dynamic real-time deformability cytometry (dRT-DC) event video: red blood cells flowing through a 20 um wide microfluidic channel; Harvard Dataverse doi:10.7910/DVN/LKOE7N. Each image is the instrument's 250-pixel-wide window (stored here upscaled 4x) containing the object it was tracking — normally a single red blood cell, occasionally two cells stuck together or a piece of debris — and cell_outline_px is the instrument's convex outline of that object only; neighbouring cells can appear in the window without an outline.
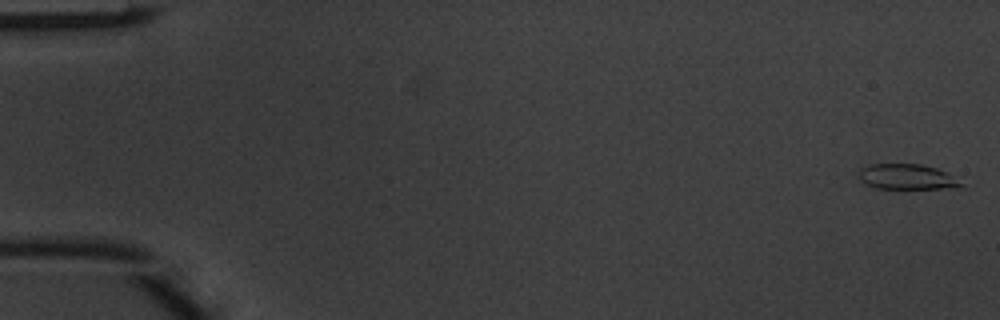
{"species": "common noctule bat (a hibernating species)", "species_latin": "Nyctalus noctula", "temperature_condition": "warm", "stored_images_in_passage": 49, "camera_frame_rate_fps": 3000, "um_per_image_px": 0.085, "animal": {"sex": "male", "body_mass_g": 20.1, "forearm_length_mm": 53.5}, "frame": {"image": 1, "passage_image": 1, "time_ms": 0.0, "image_size_px": [1000, 320], "cell_outline_px": [[964, 188], [876, 188], [860, 180], [860, 168], [868, 164], [920, 164], [936, 168], [944, 172], [964, 184]], "centroid_in_image_um": [77.09, 15.03], "position_along_channel_um": 7.9, "area_um2": 14.85}}
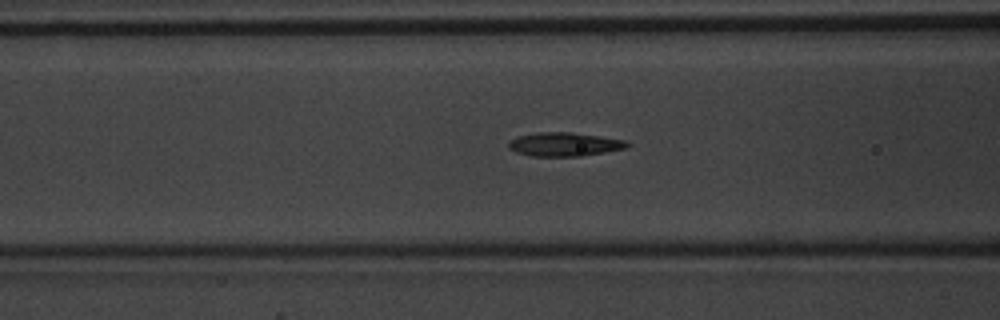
{"frame": {"image": 2, "passage_image": 20, "time_ms": 6.333, "image_size_px": [1000, 320], "cell_outline_px": [[632, 144], [628, 148], [580, 156], [532, 156], [516, 152], [508, 148], [508, 144], [516, 136], [536, 132], [572, 132], [600, 136], [624, 140]], "centroid_in_image_um": [47.98, 12.26], "position_along_channel_um": 118.6, "area_um2": 16.47}}
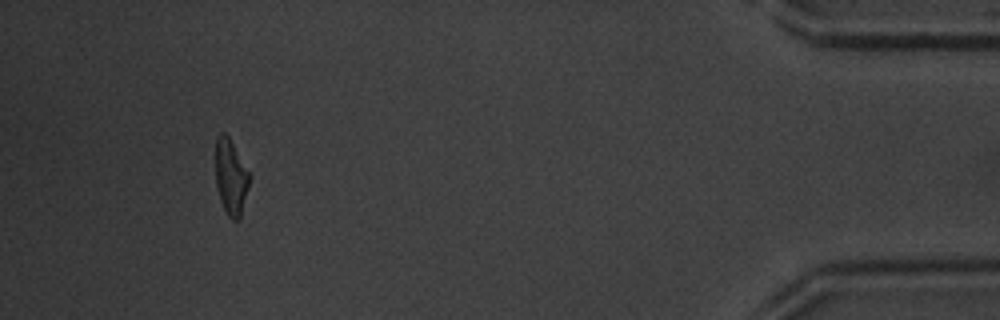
{"frame": {"image": 3, "passage_image": 46, "time_ms": 15.0, "image_size_px": [1000, 320], "cell_outline_px": [[252, 176], [240, 220], [232, 220], [228, 216], [220, 200], [216, 184], [216, 136], [220, 132], [224, 132], [228, 136]], "centroid_in_image_um": [19.65, 15.06], "position_along_channel_um": 415.6, "area_um2": 15.14}, "authors_computed_cell_mechanics": {"area_um2": 15.8372, "velocity_mm_per_s": 4.1538, "shape_relaxation_time_tau1_ms": 3.3319, "shape_relaxation_time_tau2_ms": 1.876, "deformation_change_tau1": 0.1794, "deformation_change_tau2": 0.1221}}